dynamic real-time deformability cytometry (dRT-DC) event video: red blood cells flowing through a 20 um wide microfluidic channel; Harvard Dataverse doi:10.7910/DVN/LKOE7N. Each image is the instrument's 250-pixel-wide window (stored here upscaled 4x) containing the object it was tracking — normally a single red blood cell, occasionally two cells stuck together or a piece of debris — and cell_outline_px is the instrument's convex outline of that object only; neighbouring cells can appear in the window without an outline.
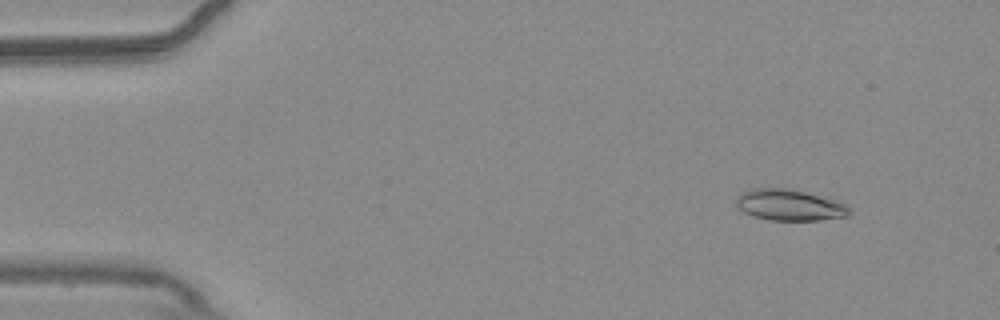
{"species": "common noctule bat (a hibernating species)", "species_latin": "Nyctalus noctula", "temperature_condition": "warm", "stored_images_in_passage": 54, "camera_frame_rate_fps": 3000, "um_per_image_px": 0.085, "animal": {"sex": "male", "body_mass_g": 20.4}, "frame": {"image": 1, "passage_image": 6, "time_ms": 1.667, "image_size_px": [1000, 320], "cell_outline_px": [[852, 212], [848, 216], [820, 220], [768, 220], [752, 216], [744, 212], [736, 204], [736, 200], [740, 192], [752, 188], [788, 188], [836, 200], [844, 204]], "centroid_in_image_um": [67.08, 17.43], "position_along_channel_um": 17.9, "area_um2": 20.52}}
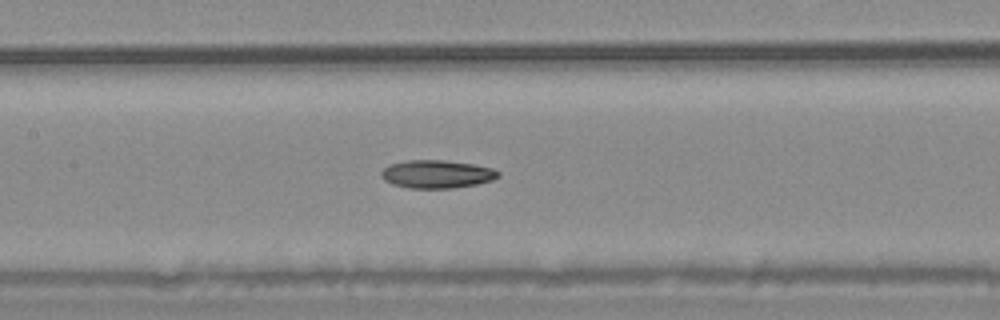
{"frame": {"image": 2, "passage_image": 26, "time_ms": 8.333, "image_size_px": [1000, 320], "cell_outline_px": [[500, 176], [492, 180], [476, 184], [452, 188], [408, 188], [392, 184], [384, 180], [380, 176], [380, 172], [388, 164], [404, 160], [444, 160], [472, 164], [492, 168], [500, 172]], "centroid_in_image_um": [37.09, 14.79], "position_along_channel_um": 170.3, "area_um2": 19.25}}
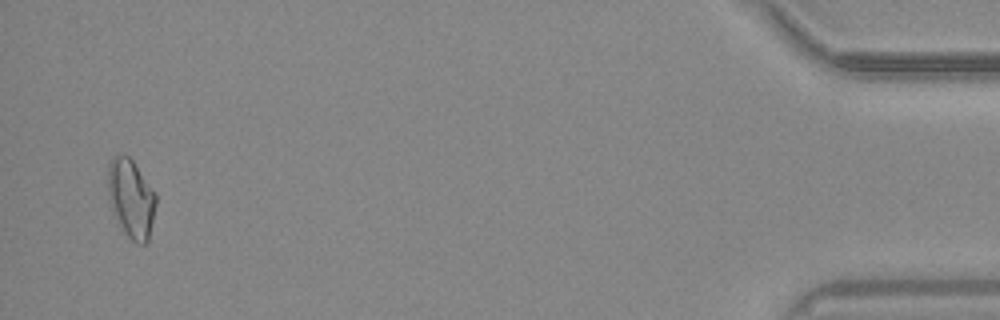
{"frame": {"image": 3, "passage_image": 53, "time_ms": 17.333, "image_size_px": [1000, 320], "cell_outline_px": [[156, 204], [148, 244], [136, 244], [120, 228], [112, 212], [108, 200], [108, 164], [112, 156], [120, 152], [128, 156], [132, 160], [156, 192]], "centroid_in_image_um": [11.13, 16.87], "position_along_channel_um": 424.1, "area_um2": 22.54}, "authors_computed_cell_mechanics": {"area_um2": 19.4208, "velocity_mm_per_s": 3.7582, "shape_relaxation_time_tau1_ms": null, "shape_relaxation_time_tau2_ms": 6.9246, "deformation_change_tau1": null, "deformation_change_tau2": 0.1408}}